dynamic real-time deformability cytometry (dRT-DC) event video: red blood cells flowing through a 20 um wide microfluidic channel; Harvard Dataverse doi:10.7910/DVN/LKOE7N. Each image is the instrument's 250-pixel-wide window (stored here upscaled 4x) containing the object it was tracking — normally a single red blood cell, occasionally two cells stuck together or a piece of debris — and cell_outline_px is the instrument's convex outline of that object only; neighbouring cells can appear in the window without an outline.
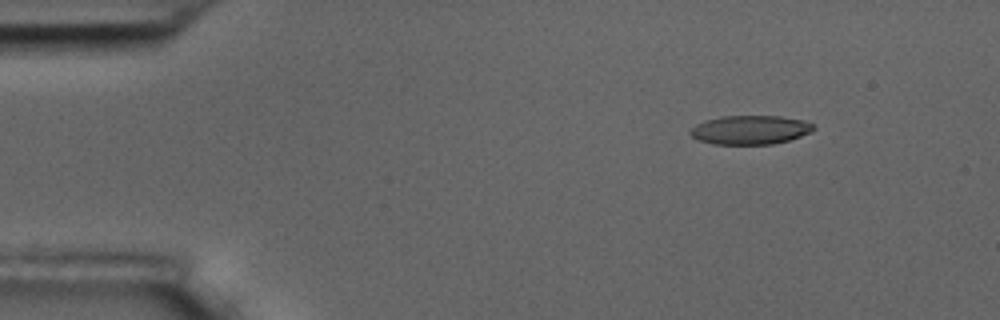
{"species": "common noctule bat (a hibernating species)", "species_latin": "Nyctalus noctula", "temperature_condition": "room temperature", "stored_images_in_passage": 6, "segment_of_instrument_passage": [2, 2], "camera_frame_rate_fps": 3000, "um_per_image_px": 0.085, "animal": {"sex": "male", "body_mass_g": 17.5, "forearm_length_mm": 52.3}, "frame": {"image": 1, "passage_image": 6, "time_ms": 6.667, "image_size_px": [1000, 320], "cell_outline_px": [[816, 128], [812, 132], [788, 140], [772, 144], [712, 144], [696, 140], [688, 132], [696, 124], [704, 120], [720, 116], [780, 116], [804, 120], [812, 124]], "centroid_in_image_um": [63.74, 11.03], "position_along_channel_um": 21.3, "area_um2": 20.92}}